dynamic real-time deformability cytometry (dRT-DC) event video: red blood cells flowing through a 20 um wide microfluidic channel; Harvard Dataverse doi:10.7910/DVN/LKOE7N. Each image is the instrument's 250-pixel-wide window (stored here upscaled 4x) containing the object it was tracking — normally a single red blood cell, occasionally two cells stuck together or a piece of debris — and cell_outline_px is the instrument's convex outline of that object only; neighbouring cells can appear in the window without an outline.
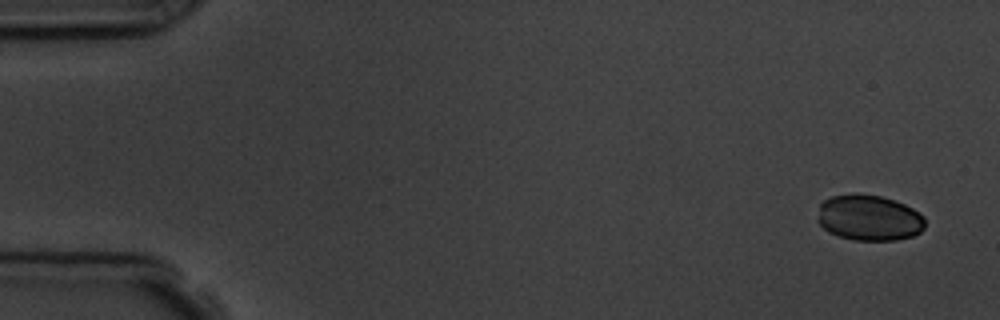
{"species": "common noctule bat (a hibernating species)", "species_latin": "Nyctalus noctula", "temperature_condition": "room temperature", "stored_images_in_passage": 5, "camera_frame_rate_fps": 3000, "um_per_image_px": 0.085, "animal": {"sex": "male", "body_mass_g": 19.5, "forearm_length_mm": 54.6}, "frame": {"image": 1, "passage_image": 1, "time_ms": 0.0, "image_size_px": [1000, 320], "cell_outline_px": [[924, 228], [920, 232], [912, 236], [896, 240], [856, 240], [840, 236], [828, 232], [816, 220], [820, 204], [824, 200], [832, 196], [852, 192], [856, 192], [880, 196], [904, 204], [912, 208], [924, 216]], "centroid_in_image_um": [73.84, 18.49], "position_along_channel_um": 11.2, "area_um2": 28.84}}